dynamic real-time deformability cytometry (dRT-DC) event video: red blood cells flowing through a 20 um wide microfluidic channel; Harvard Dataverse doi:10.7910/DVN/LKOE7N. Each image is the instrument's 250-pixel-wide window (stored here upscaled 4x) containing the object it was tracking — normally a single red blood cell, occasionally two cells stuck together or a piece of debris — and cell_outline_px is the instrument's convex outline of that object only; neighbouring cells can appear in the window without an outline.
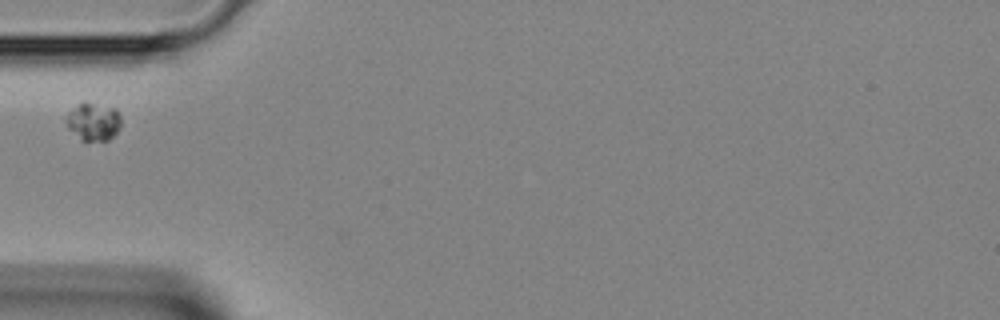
{"species": "Egyptian fruit bat (a non-hibernating species)", "species_latin": "Rousettus aegyptiacus", "temperature_condition": "room temperature", "stored_images_in_passage": 33, "camera_frame_rate_fps": 3000, "um_per_image_px": 0.085, "animal": {"sex": "female"}, "frame": {"image": 1, "passage_image": 3, "time_ms": 0.667, "image_size_px": [1000, 320], "cell_outline_px": [[120, 128], [108, 140], [80, 140], [64, 124], [64, 116], [80, 100], [84, 100], [116, 108], [120, 116]], "centroid_in_image_um": [7.87, 10.28], "position_along_channel_um": 77.1, "area_um2": 12.54}}
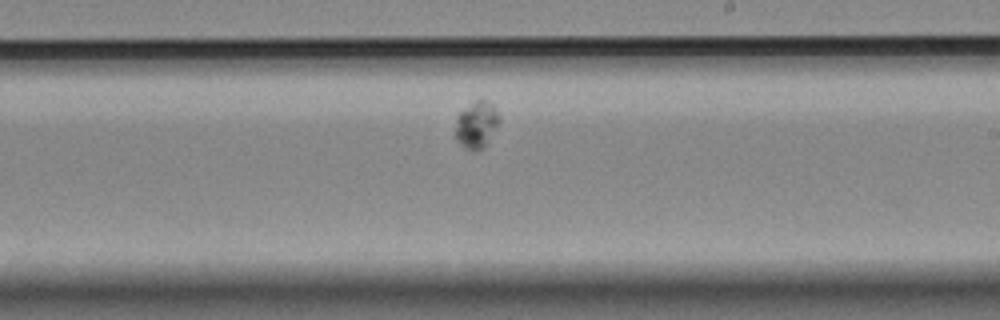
{"frame": {"image": 2, "passage_image": 15, "time_ms": 4.667, "image_size_px": [1000, 320], "cell_outline_px": [[500, 120], [484, 148], [476, 152], [464, 148], [456, 140], [456, 116], [460, 112], [476, 100], [488, 100], [492, 104], [500, 116]], "centroid_in_image_um": [40.5, 10.62], "position_along_channel_um": 248.5, "area_um2": 11.96}}
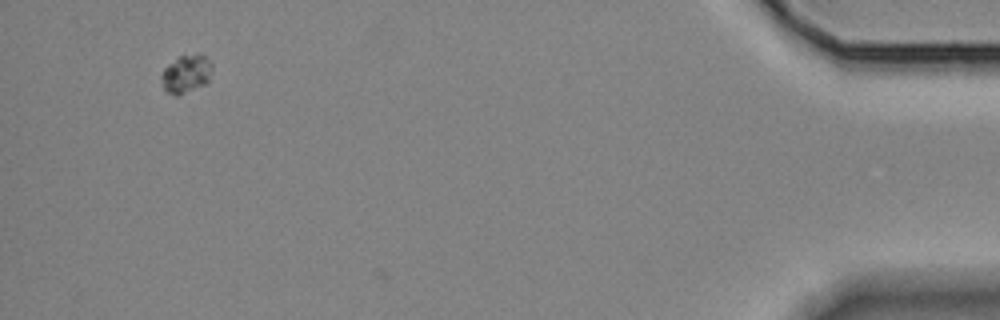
{"frame": {"image": 3, "passage_image": 32, "time_ms": 10.333, "image_size_px": [1000, 320], "cell_outline_px": [[212, 72], [208, 84], [180, 96], [176, 96], [168, 92], [164, 88], [160, 76], [164, 68], [168, 64], [180, 56], [196, 52], [200, 52], [212, 64]], "centroid_in_image_um": [15.86, 6.28], "position_along_channel_um": 419.3, "area_um2": 11.68}}